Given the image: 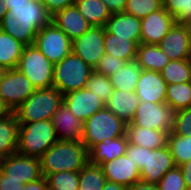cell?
Masks as SVG:
<instances>
[{
  "label": "cell",
  "instance_id": "6da1fadb",
  "mask_svg": "<svg viewBox=\"0 0 191 190\" xmlns=\"http://www.w3.org/2000/svg\"><path fill=\"white\" fill-rule=\"evenodd\" d=\"M88 163V150L82 141H60L41 157V173L47 177L57 172H79Z\"/></svg>",
  "mask_w": 191,
  "mask_h": 190
},
{
  "label": "cell",
  "instance_id": "7a4b0ae2",
  "mask_svg": "<svg viewBox=\"0 0 191 190\" xmlns=\"http://www.w3.org/2000/svg\"><path fill=\"white\" fill-rule=\"evenodd\" d=\"M63 103V94L55 87L36 89L15 113L19 124L51 120Z\"/></svg>",
  "mask_w": 191,
  "mask_h": 190
},
{
  "label": "cell",
  "instance_id": "3957f363",
  "mask_svg": "<svg viewBox=\"0 0 191 190\" xmlns=\"http://www.w3.org/2000/svg\"><path fill=\"white\" fill-rule=\"evenodd\" d=\"M57 141L58 138L51 120L19 124L17 153L40 158Z\"/></svg>",
  "mask_w": 191,
  "mask_h": 190
},
{
  "label": "cell",
  "instance_id": "277c9868",
  "mask_svg": "<svg viewBox=\"0 0 191 190\" xmlns=\"http://www.w3.org/2000/svg\"><path fill=\"white\" fill-rule=\"evenodd\" d=\"M127 124L106 107L97 111L84 122L82 143L87 150L106 138L115 139L126 135Z\"/></svg>",
  "mask_w": 191,
  "mask_h": 190
},
{
  "label": "cell",
  "instance_id": "5b68a950",
  "mask_svg": "<svg viewBox=\"0 0 191 190\" xmlns=\"http://www.w3.org/2000/svg\"><path fill=\"white\" fill-rule=\"evenodd\" d=\"M94 69L73 52L54 64L53 87L63 95L85 88Z\"/></svg>",
  "mask_w": 191,
  "mask_h": 190
},
{
  "label": "cell",
  "instance_id": "8992f818",
  "mask_svg": "<svg viewBox=\"0 0 191 190\" xmlns=\"http://www.w3.org/2000/svg\"><path fill=\"white\" fill-rule=\"evenodd\" d=\"M17 69L36 89L53 87L54 64L34 45H25Z\"/></svg>",
  "mask_w": 191,
  "mask_h": 190
},
{
  "label": "cell",
  "instance_id": "52a82bcc",
  "mask_svg": "<svg viewBox=\"0 0 191 190\" xmlns=\"http://www.w3.org/2000/svg\"><path fill=\"white\" fill-rule=\"evenodd\" d=\"M176 112L167 103L139 101L131 124L169 134L174 129Z\"/></svg>",
  "mask_w": 191,
  "mask_h": 190
},
{
  "label": "cell",
  "instance_id": "ba28073f",
  "mask_svg": "<svg viewBox=\"0 0 191 190\" xmlns=\"http://www.w3.org/2000/svg\"><path fill=\"white\" fill-rule=\"evenodd\" d=\"M34 45L53 64L72 52V40L52 21L38 31Z\"/></svg>",
  "mask_w": 191,
  "mask_h": 190
},
{
  "label": "cell",
  "instance_id": "9c48e42d",
  "mask_svg": "<svg viewBox=\"0 0 191 190\" xmlns=\"http://www.w3.org/2000/svg\"><path fill=\"white\" fill-rule=\"evenodd\" d=\"M36 88L30 80L17 68L9 69L0 82V98L13 112Z\"/></svg>",
  "mask_w": 191,
  "mask_h": 190
},
{
  "label": "cell",
  "instance_id": "30bf717a",
  "mask_svg": "<svg viewBox=\"0 0 191 190\" xmlns=\"http://www.w3.org/2000/svg\"><path fill=\"white\" fill-rule=\"evenodd\" d=\"M7 14L16 23L33 24L38 30L51 22L41 0H6Z\"/></svg>",
  "mask_w": 191,
  "mask_h": 190
},
{
  "label": "cell",
  "instance_id": "8fae6325",
  "mask_svg": "<svg viewBox=\"0 0 191 190\" xmlns=\"http://www.w3.org/2000/svg\"><path fill=\"white\" fill-rule=\"evenodd\" d=\"M0 170L7 175L8 179L21 180L23 184L42 177L40 158L18 153L0 159Z\"/></svg>",
  "mask_w": 191,
  "mask_h": 190
},
{
  "label": "cell",
  "instance_id": "7c38bea8",
  "mask_svg": "<svg viewBox=\"0 0 191 190\" xmlns=\"http://www.w3.org/2000/svg\"><path fill=\"white\" fill-rule=\"evenodd\" d=\"M104 32L105 27H91L79 38L72 41V52L93 69L105 54Z\"/></svg>",
  "mask_w": 191,
  "mask_h": 190
},
{
  "label": "cell",
  "instance_id": "4fadbf2b",
  "mask_svg": "<svg viewBox=\"0 0 191 190\" xmlns=\"http://www.w3.org/2000/svg\"><path fill=\"white\" fill-rule=\"evenodd\" d=\"M176 166L168 146L157 149L145 148L144 165L140 169L141 181L158 184L164 174Z\"/></svg>",
  "mask_w": 191,
  "mask_h": 190
},
{
  "label": "cell",
  "instance_id": "5bb4252c",
  "mask_svg": "<svg viewBox=\"0 0 191 190\" xmlns=\"http://www.w3.org/2000/svg\"><path fill=\"white\" fill-rule=\"evenodd\" d=\"M175 23L164 7L150 13L141 19L140 43L158 45Z\"/></svg>",
  "mask_w": 191,
  "mask_h": 190
},
{
  "label": "cell",
  "instance_id": "9a60e30c",
  "mask_svg": "<svg viewBox=\"0 0 191 190\" xmlns=\"http://www.w3.org/2000/svg\"><path fill=\"white\" fill-rule=\"evenodd\" d=\"M63 103L72 114L85 122L97 111L105 108V102L86 88L63 95Z\"/></svg>",
  "mask_w": 191,
  "mask_h": 190
},
{
  "label": "cell",
  "instance_id": "2e32d148",
  "mask_svg": "<svg viewBox=\"0 0 191 190\" xmlns=\"http://www.w3.org/2000/svg\"><path fill=\"white\" fill-rule=\"evenodd\" d=\"M158 45L170 60L187 59L191 43L186 25L175 23Z\"/></svg>",
  "mask_w": 191,
  "mask_h": 190
},
{
  "label": "cell",
  "instance_id": "e0dca14e",
  "mask_svg": "<svg viewBox=\"0 0 191 190\" xmlns=\"http://www.w3.org/2000/svg\"><path fill=\"white\" fill-rule=\"evenodd\" d=\"M166 89L167 83L160 72L142 69L135 87L139 101L166 103Z\"/></svg>",
  "mask_w": 191,
  "mask_h": 190
},
{
  "label": "cell",
  "instance_id": "ac0fdd59",
  "mask_svg": "<svg viewBox=\"0 0 191 190\" xmlns=\"http://www.w3.org/2000/svg\"><path fill=\"white\" fill-rule=\"evenodd\" d=\"M108 181L131 186L141 180L140 170L125 154L100 165Z\"/></svg>",
  "mask_w": 191,
  "mask_h": 190
},
{
  "label": "cell",
  "instance_id": "d6986e66",
  "mask_svg": "<svg viewBox=\"0 0 191 190\" xmlns=\"http://www.w3.org/2000/svg\"><path fill=\"white\" fill-rule=\"evenodd\" d=\"M51 122L60 141H81L83 139L84 122L74 116L67 106L62 103Z\"/></svg>",
  "mask_w": 191,
  "mask_h": 190
},
{
  "label": "cell",
  "instance_id": "ffe728a7",
  "mask_svg": "<svg viewBox=\"0 0 191 190\" xmlns=\"http://www.w3.org/2000/svg\"><path fill=\"white\" fill-rule=\"evenodd\" d=\"M51 21L72 41L79 38L92 27L79 12L75 4L56 12L51 17Z\"/></svg>",
  "mask_w": 191,
  "mask_h": 190
},
{
  "label": "cell",
  "instance_id": "44dd1931",
  "mask_svg": "<svg viewBox=\"0 0 191 190\" xmlns=\"http://www.w3.org/2000/svg\"><path fill=\"white\" fill-rule=\"evenodd\" d=\"M105 30L118 37L134 40L140 44L141 19L131 14L120 12L111 14L104 26Z\"/></svg>",
  "mask_w": 191,
  "mask_h": 190
},
{
  "label": "cell",
  "instance_id": "7402d4cb",
  "mask_svg": "<svg viewBox=\"0 0 191 190\" xmlns=\"http://www.w3.org/2000/svg\"><path fill=\"white\" fill-rule=\"evenodd\" d=\"M127 145L126 135L115 139L106 138L88 150V162L93 165H101L117 159L125 154Z\"/></svg>",
  "mask_w": 191,
  "mask_h": 190
},
{
  "label": "cell",
  "instance_id": "603a6c76",
  "mask_svg": "<svg viewBox=\"0 0 191 190\" xmlns=\"http://www.w3.org/2000/svg\"><path fill=\"white\" fill-rule=\"evenodd\" d=\"M139 105V98L135 91H121L114 89L105 103V107L120 117L126 124L131 123Z\"/></svg>",
  "mask_w": 191,
  "mask_h": 190
},
{
  "label": "cell",
  "instance_id": "cb8c5ba5",
  "mask_svg": "<svg viewBox=\"0 0 191 190\" xmlns=\"http://www.w3.org/2000/svg\"><path fill=\"white\" fill-rule=\"evenodd\" d=\"M167 135L164 131L134 126L131 123L126 126L129 144L140 145L152 150L166 146Z\"/></svg>",
  "mask_w": 191,
  "mask_h": 190
},
{
  "label": "cell",
  "instance_id": "d4e9b609",
  "mask_svg": "<svg viewBox=\"0 0 191 190\" xmlns=\"http://www.w3.org/2000/svg\"><path fill=\"white\" fill-rule=\"evenodd\" d=\"M19 122L14 112L0 119V159L17 153Z\"/></svg>",
  "mask_w": 191,
  "mask_h": 190
},
{
  "label": "cell",
  "instance_id": "484cf974",
  "mask_svg": "<svg viewBox=\"0 0 191 190\" xmlns=\"http://www.w3.org/2000/svg\"><path fill=\"white\" fill-rule=\"evenodd\" d=\"M104 49L105 53L126 62L134 61L137 57L138 43L134 40L118 37L116 35L104 32Z\"/></svg>",
  "mask_w": 191,
  "mask_h": 190
},
{
  "label": "cell",
  "instance_id": "4316f807",
  "mask_svg": "<svg viewBox=\"0 0 191 190\" xmlns=\"http://www.w3.org/2000/svg\"><path fill=\"white\" fill-rule=\"evenodd\" d=\"M136 61L143 70L160 72L170 61L159 45L140 43Z\"/></svg>",
  "mask_w": 191,
  "mask_h": 190
},
{
  "label": "cell",
  "instance_id": "83f0119b",
  "mask_svg": "<svg viewBox=\"0 0 191 190\" xmlns=\"http://www.w3.org/2000/svg\"><path fill=\"white\" fill-rule=\"evenodd\" d=\"M25 44L0 29V66L16 69Z\"/></svg>",
  "mask_w": 191,
  "mask_h": 190
},
{
  "label": "cell",
  "instance_id": "f1b7e54d",
  "mask_svg": "<svg viewBox=\"0 0 191 190\" xmlns=\"http://www.w3.org/2000/svg\"><path fill=\"white\" fill-rule=\"evenodd\" d=\"M74 4L92 27H104L111 16L102 0H75Z\"/></svg>",
  "mask_w": 191,
  "mask_h": 190
},
{
  "label": "cell",
  "instance_id": "f546056e",
  "mask_svg": "<svg viewBox=\"0 0 191 190\" xmlns=\"http://www.w3.org/2000/svg\"><path fill=\"white\" fill-rule=\"evenodd\" d=\"M142 68L136 60L126 62L124 66L110 76L113 88L121 91H135Z\"/></svg>",
  "mask_w": 191,
  "mask_h": 190
},
{
  "label": "cell",
  "instance_id": "4dcf8cb0",
  "mask_svg": "<svg viewBox=\"0 0 191 190\" xmlns=\"http://www.w3.org/2000/svg\"><path fill=\"white\" fill-rule=\"evenodd\" d=\"M0 29L25 45L34 44L39 31L33 24L16 23L8 14L3 18Z\"/></svg>",
  "mask_w": 191,
  "mask_h": 190
},
{
  "label": "cell",
  "instance_id": "1f68e13d",
  "mask_svg": "<svg viewBox=\"0 0 191 190\" xmlns=\"http://www.w3.org/2000/svg\"><path fill=\"white\" fill-rule=\"evenodd\" d=\"M166 103L176 111L191 107V81L167 85Z\"/></svg>",
  "mask_w": 191,
  "mask_h": 190
},
{
  "label": "cell",
  "instance_id": "d6a6232c",
  "mask_svg": "<svg viewBox=\"0 0 191 190\" xmlns=\"http://www.w3.org/2000/svg\"><path fill=\"white\" fill-rule=\"evenodd\" d=\"M107 179L100 165L89 162L79 171L78 190H103Z\"/></svg>",
  "mask_w": 191,
  "mask_h": 190
},
{
  "label": "cell",
  "instance_id": "836d02e7",
  "mask_svg": "<svg viewBox=\"0 0 191 190\" xmlns=\"http://www.w3.org/2000/svg\"><path fill=\"white\" fill-rule=\"evenodd\" d=\"M176 166L191 160V136L167 135V144Z\"/></svg>",
  "mask_w": 191,
  "mask_h": 190
},
{
  "label": "cell",
  "instance_id": "e575fe53",
  "mask_svg": "<svg viewBox=\"0 0 191 190\" xmlns=\"http://www.w3.org/2000/svg\"><path fill=\"white\" fill-rule=\"evenodd\" d=\"M160 74L167 85L191 81V68L187 59L170 60Z\"/></svg>",
  "mask_w": 191,
  "mask_h": 190
},
{
  "label": "cell",
  "instance_id": "d590c367",
  "mask_svg": "<svg viewBox=\"0 0 191 190\" xmlns=\"http://www.w3.org/2000/svg\"><path fill=\"white\" fill-rule=\"evenodd\" d=\"M49 190H78L79 172H57L47 177Z\"/></svg>",
  "mask_w": 191,
  "mask_h": 190
},
{
  "label": "cell",
  "instance_id": "8d00e7d4",
  "mask_svg": "<svg viewBox=\"0 0 191 190\" xmlns=\"http://www.w3.org/2000/svg\"><path fill=\"white\" fill-rule=\"evenodd\" d=\"M85 88L90 92H93L105 103L108 101L114 90L113 84L110 81V77L103 75L95 70L90 75Z\"/></svg>",
  "mask_w": 191,
  "mask_h": 190
},
{
  "label": "cell",
  "instance_id": "74e56055",
  "mask_svg": "<svg viewBox=\"0 0 191 190\" xmlns=\"http://www.w3.org/2000/svg\"><path fill=\"white\" fill-rule=\"evenodd\" d=\"M162 7L163 0H127L124 12L142 19Z\"/></svg>",
  "mask_w": 191,
  "mask_h": 190
},
{
  "label": "cell",
  "instance_id": "f35d334b",
  "mask_svg": "<svg viewBox=\"0 0 191 190\" xmlns=\"http://www.w3.org/2000/svg\"><path fill=\"white\" fill-rule=\"evenodd\" d=\"M163 7L174 17L177 24L191 21V0H163Z\"/></svg>",
  "mask_w": 191,
  "mask_h": 190
},
{
  "label": "cell",
  "instance_id": "ab89813d",
  "mask_svg": "<svg viewBox=\"0 0 191 190\" xmlns=\"http://www.w3.org/2000/svg\"><path fill=\"white\" fill-rule=\"evenodd\" d=\"M157 185L159 190H187L179 166L167 171Z\"/></svg>",
  "mask_w": 191,
  "mask_h": 190
},
{
  "label": "cell",
  "instance_id": "60d3db41",
  "mask_svg": "<svg viewBox=\"0 0 191 190\" xmlns=\"http://www.w3.org/2000/svg\"><path fill=\"white\" fill-rule=\"evenodd\" d=\"M126 61L105 53L98 61L95 71L110 77L115 74L119 68L124 66Z\"/></svg>",
  "mask_w": 191,
  "mask_h": 190
},
{
  "label": "cell",
  "instance_id": "b9f144b4",
  "mask_svg": "<svg viewBox=\"0 0 191 190\" xmlns=\"http://www.w3.org/2000/svg\"><path fill=\"white\" fill-rule=\"evenodd\" d=\"M172 133L176 135L191 136V107L176 112Z\"/></svg>",
  "mask_w": 191,
  "mask_h": 190
},
{
  "label": "cell",
  "instance_id": "7bdbcfd3",
  "mask_svg": "<svg viewBox=\"0 0 191 190\" xmlns=\"http://www.w3.org/2000/svg\"><path fill=\"white\" fill-rule=\"evenodd\" d=\"M125 155L137 165L139 170L144 165L145 148L140 145L129 144L126 147Z\"/></svg>",
  "mask_w": 191,
  "mask_h": 190
},
{
  "label": "cell",
  "instance_id": "ee69618b",
  "mask_svg": "<svg viewBox=\"0 0 191 190\" xmlns=\"http://www.w3.org/2000/svg\"><path fill=\"white\" fill-rule=\"evenodd\" d=\"M47 12L53 16L56 12L74 4L75 0H41Z\"/></svg>",
  "mask_w": 191,
  "mask_h": 190
},
{
  "label": "cell",
  "instance_id": "f6af8a7d",
  "mask_svg": "<svg viewBox=\"0 0 191 190\" xmlns=\"http://www.w3.org/2000/svg\"><path fill=\"white\" fill-rule=\"evenodd\" d=\"M23 186L21 180L8 179L0 170V190H21Z\"/></svg>",
  "mask_w": 191,
  "mask_h": 190
},
{
  "label": "cell",
  "instance_id": "bcb514c9",
  "mask_svg": "<svg viewBox=\"0 0 191 190\" xmlns=\"http://www.w3.org/2000/svg\"><path fill=\"white\" fill-rule=\"evenodd\" d=\"M111 14L124 12L127 0H102Z\"/></svg>",
  "mask_w": 191,
  "mask_h": 190
},
{
  "label": "cell",
  "instance_id": "7dc6e473",
  "mask_svg": "<svg viewBox=\"0 0 191 190\" xmlns=\"http://www.w3.org/2000/svg\"><path fill=\"white\" fill-rule=\"evenodd\" d=\"M21 190H49L47 179L42 176L35 181L24 184Z\"/></svg>",
  "mask_w": 191,
  "mask_h": 190
},
{
  "label": "cell",
  "instance_id": "c3c4849f",
  "mask_svg": "<svg viewBox=\"0 0 191 190\" xmlns=\"http://www.w3.org/2000/svg\"><path fill=\"white\" fill-rule=\"evenodd\" d=\"M179 167L182 171L186 189L191 190V160L181 164Z\"/></svg>",
  "mask_w": 191,
  "mask_h": 190
},
{
  "label": "cell",
  "instance_id": "681fc988",
  "mask_svg": "<svg viewBox=\"0 0 191 190\" xmlns=\"http://www.w3.org/2000/svg\"><path fill=\"white\" fill-rule=\"evenodd\" d=\"M126 190H159V187L157 184L145 183L140 180L126 187Z\"/></svg>",
  "mask_w": 191,
  "mask_h": 190
},
{
  "label": "cell",
  "instance_id": "f907efd6",
  "mask_svg": "<svg viewBox=\"0 0 191 190\" xmlns=\"http://www.w3.org/2000/svg\"><path fill=\"white\" fill-rule=\"evenodd\" d=\"M103 190H126V187L122 184H118L111 181H106Z\"/></svg>",
  "mask_w": 191,
  "mask_h": 190
},
{
  "label": "cell",
  "instance_id": "816d5d0a",
  "mask_svg": "<svg viewBox=\"0 0 191 190\" xmlns=\"http://www.w3.org/2000/svg\"><path fill=\"white\" fill-rule=\"evenodd\" d=\"M12 113L11 109L0 98V119L7 117Z\"/></svg>",
  "mask_w": 191,
  "mask_h": 190
},
{
  "label": "cell",
  "instance_id": "f5cc1de1",
  "mask_svg": "<svg viewBox=\"0 0 191 190\" xmlns=\"http://www.w3.org/2000/svg\"><path fill=\"white\" fill-rule=\"evenodd\" d=\"M6 0H0V24L3 21V18L7 15V9L5 6Z\"/></svg>",
  "mask_w": 191,
  "mask_h": 190
},
{
  "label": "cell",
  "instance_id": "db71d44e",
  "mask_svg": "<svg viewBox=\"0 0 191 190\" xmlns=\"http://www.w3.org/2000/svg\"><path fill=\"white\" fill-rule=\"evenodd\" d=\"M8 69L5 67L0 66V82L3 80L4 76L6 75Z\"/></svg>",
  "mask_w": 191,
  "mask_h": 190
},
{
  "label": "cell",
  "instance_id": "11a10c76",
  "mask_svg": "<svg viewBox=\"0 0 191 190\" xmlns=\"http://www.w3.org/2000/svg\"><path fill=\"white\" fill-rule=\"evenodd\" d=\"M185 25L188 29V34H189L190 43H191V21H188L187 23H185Z\"/></svg>",
  "mask_w": 191,
  "mask_h": 190
},
{
  "label": "cell",
  "instance_id": "9f6ffc18",
  "mask_svg": "<svg viewBox=\"0 0 191 190\" xmlns=\"http://www.w3.org/2000/svg\"><path fill=\"white\" fill-rule=\"evenodd\" d=\"M187 60H188L189 66H190V68H191V50H190V52H189V54H188Z\"/></svg>",
  "mask_w": 191,
  "mask_h": 190
}]
</instances>
